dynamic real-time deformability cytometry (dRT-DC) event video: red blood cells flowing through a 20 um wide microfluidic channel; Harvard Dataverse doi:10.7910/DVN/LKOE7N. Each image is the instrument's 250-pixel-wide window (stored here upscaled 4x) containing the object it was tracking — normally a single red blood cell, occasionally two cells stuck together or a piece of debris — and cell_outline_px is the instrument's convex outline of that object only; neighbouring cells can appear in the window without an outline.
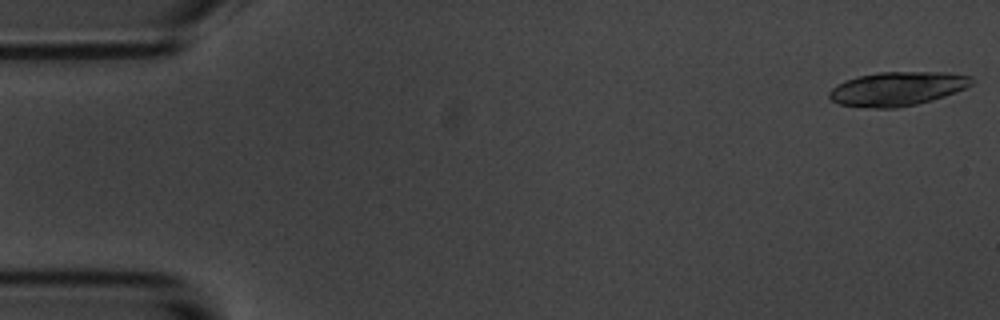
{"species": "common noctule bat (a hibernating species)", "species_latin": "Nyctalus noctula", "temperature_condition": "room temperature", "stored_images_in_passage": 13, "camera_frame_rate_fps": 3000, "um_per_image_px": 0.085, "animal": {"sex": "male", "body_mass_g": 20.1, "forearm_length_mm": 53.5}, "frame": {"image": 1, "passage_image": 1, "time_ms": 0.0, "image_size_px": [1000, 320], "cell_outline_px": [[972, 84], [956, 92], [932, 100], [916, 104], [896, 108], [872, 108], [840, 104], [832, 100], [828, 96], [828, 92], [836, 84], [856, 76], [880, 72], [948, 72], [972, 76]], "centroid_in_image_um": [76.26, 7.54], "position_along_channel_um": 8.7, "area_um2": 28.21}}